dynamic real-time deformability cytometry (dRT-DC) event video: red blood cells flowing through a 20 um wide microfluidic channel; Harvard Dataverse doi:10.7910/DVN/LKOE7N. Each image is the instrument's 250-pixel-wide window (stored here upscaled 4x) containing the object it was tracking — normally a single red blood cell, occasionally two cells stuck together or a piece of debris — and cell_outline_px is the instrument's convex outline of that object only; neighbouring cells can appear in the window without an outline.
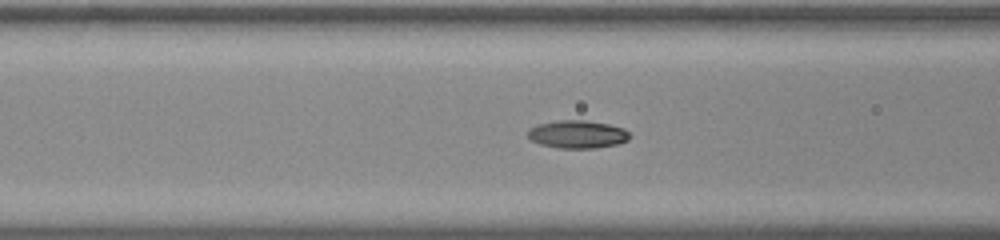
{"species": "common noctule bat (a hibernating species)", "species_latin": "Nyctalus noctula", "temperature_condition": "room temperature", "stored_images_in_passage": 37, "camera_frame_rate_fps": 3000, "um_per_image_px": 0.085, "animal": {"sex": "male", "body_mass_g": 20.0, "forearm_length_mm": 53.3}, "frame": {"image": 1, "passage_image": 10, "time_ms": 3.0, "image_size_px": [1000, 240], "cell_outline_px": [[628, 140], [616, 144], [596, 148], [560, 148], [540, 144], [532, 140], [528, 136], [528, 132], [536, 124], [556, 120], [588, 120], [608, 124], [624, 128], [628, 132]], "centroid_in_image_um": [49.08, 11.4], "position_along_channel_um": 117.5, "area_um2": 16.47}}
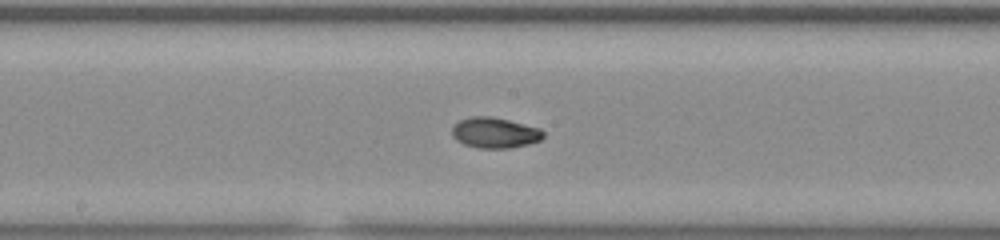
{"frame": {"image": 2, "passage_image": 17, "time_ms": 5.333, "image_size_px": [1000, 240], "cell_outline_px": [[544, 136], [540, 140], [528, 144], [508, 148], [480, 148], [464, 144], [456, 140], [452, 136], [452, 128], [460, 120], [472, 116], [492, 116], [540, 128], [544, 132]], "centroid_in_image_um": [42.06, 11.28], "position_along_channel_um": 206.1, "area_um2": 16.18}}
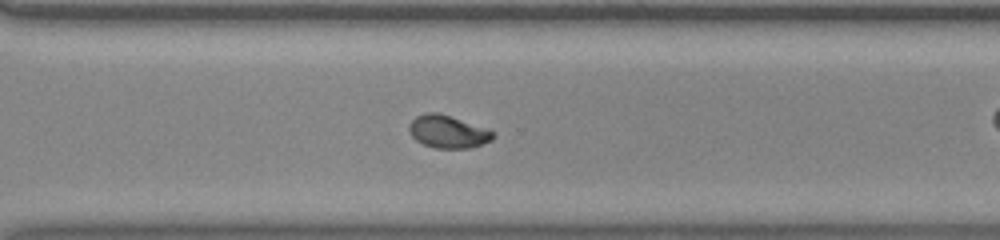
{"frame": {"image": 3, "passage_image": 27, "time_ms": 8.667, "image_size_px": [1000, 240], "cell_outline_px": [[496, 136], [492, 140], [468, 148], [436, 148], [424, 144], [416, 140], [408, 132], [408, 124], [416, 116], [424, 112], [436, 112], [488, 128]], "centroid_in_image_um": [38.04, 11.18], "position_along_channel_um": 332.6, "area_um2": 15.95}, "authors_computed_cell_mechanics": {"area_um2": 16.1262, "velocity_mm_per_s": 3.8034, "shape_relaxation_time_tau1_ms": 8.0263, "shape_relaxation_time_tau2_ms": 1.7547, "deformation_change_tau1": 0.2034, "deformation_change_tau2": 0.0441}}